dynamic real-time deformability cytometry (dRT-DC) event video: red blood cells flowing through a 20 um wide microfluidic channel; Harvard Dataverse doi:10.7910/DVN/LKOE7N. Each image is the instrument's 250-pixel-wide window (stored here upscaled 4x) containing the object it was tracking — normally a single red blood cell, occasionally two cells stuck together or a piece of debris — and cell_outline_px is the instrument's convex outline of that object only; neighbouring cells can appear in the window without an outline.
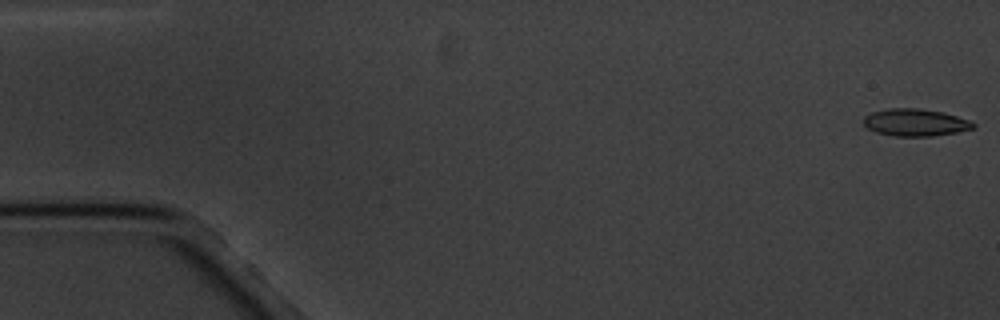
{"species": "common noctule bat (a hibernating species)", "species_latin": "Nyctalus noctula", "temperature_condition": "cold", "stored_images_in_passage": 5, "camera_frame_rate_fps": 3000, "um_per_image_px": 0.085, "animal": {"sex": "male", "body_mass_g": 20.1, "forearm_length_mm": 53.5}, "frame": {"image": 1, "passage_image": 1, "time_ms": 0.0, "image_size_px": [1000, 320], "cell_outline_px": [[976, 128], [956, 132], [932, 136], [896, 136], [876, 132], [868, 128], [864, 124], [864, 116], [872, 112], [888, 108], [920, 108], [944, 112], [968, 120], [976, 124]], "centroid_in_image_um": [77.81, 10.4], "position_along_channel_um": 7.2, "area_um2": 17.4}}
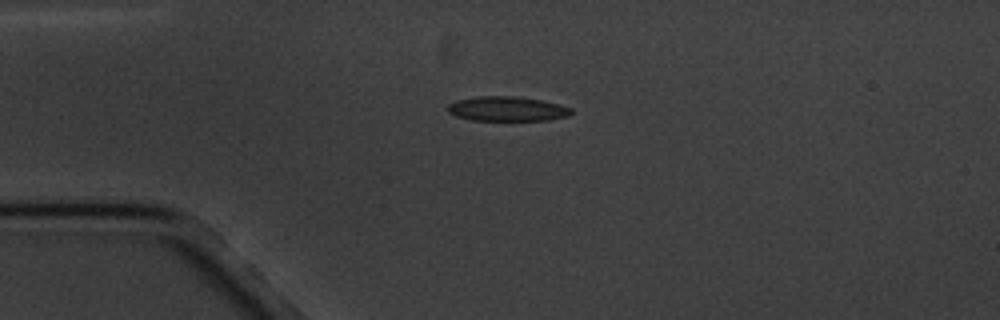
{"frame": {"image": 2, "passage_image": 4, "time_ms": 4.333, "image_size_px": [1000, 320], "cell_outline_px": [[572, 112], [568, 116], [548, 120], [472, 120], [456, 116], [448, 112], [448, 104], [456, 100], [476, 96], [516, 96], [544, 100], [560, 104], [572, 108]], "centroid_in_image_um": [43.12, 9.24], "position_along_channel_um": 41.9, "area_um2": 17.86}}